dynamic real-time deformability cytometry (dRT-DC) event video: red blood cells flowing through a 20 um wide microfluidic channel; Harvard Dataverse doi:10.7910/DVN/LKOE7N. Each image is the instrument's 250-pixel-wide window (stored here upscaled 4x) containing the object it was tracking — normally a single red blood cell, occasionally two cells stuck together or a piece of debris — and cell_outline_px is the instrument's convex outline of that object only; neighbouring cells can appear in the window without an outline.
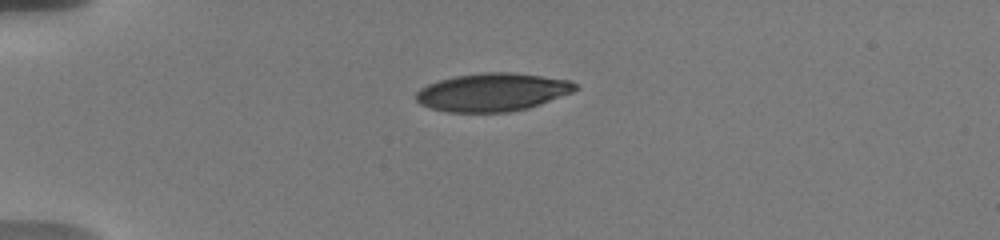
{"species": "human", "species_latin": "Homo sapiens", "temperature_condition": "warm", "stored_images_in_passage": 32, "camera_frame_rate_fps": 3000, "um_per_image_px": 0.085, "donor": {"sex": "male"}, "frame": {"image": 1, "passage_image": 1, "time_ms": 0.0, "image_size_px": [1000, 240], "cell_outline_px": [[580, 88], [572, 92], [540, 104], [528, 108], [508, 112], [448, 112], [432, 108], [420, 104], [416, 100], [416, 92], [420, 88], [428, 84], [452, 76], [484, 72], [508, 72], [572, 80], [580, 84]], "centroid_in_image_um": [41.88, 7.83], "position_along_channel_um": 43.1, "area_um2": 35.43}}
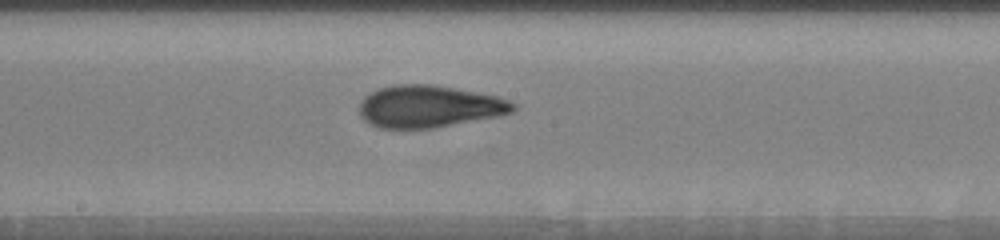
{"frame": {"image": 2, "passage_image": 10, "time_ms": 5.667, "image_size_px": [1000, 240], "cell_outline_px": [[516, 108], [512, 112], [496, 116], [436, 128], [380, 128], [368, 124], [360, 116], [360, 104], [364, 96], [380, 88], [396, 84], [432, 84], [476, 92], [496, 96], [508, 100], [516, 104]], "centroid_in_image_um": [36.45, 9.05], "position_along_channel_um": 211.8, "area_um2": 37.63}}
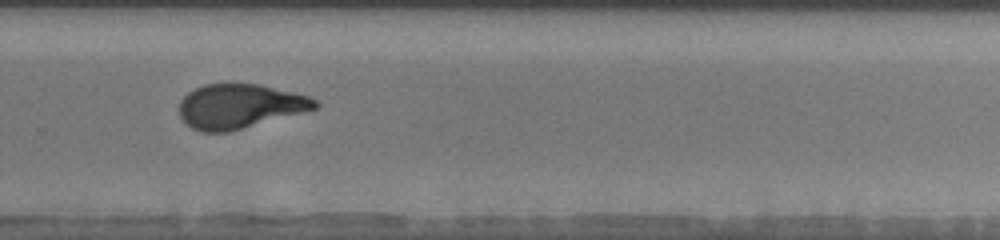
{"frame": {"image": 3, "passage_image": 15, "time_ms": 8.333, "image_size_px": [1000, 240], "cell_outline_px": [[320, 104], [316, 108], [304, 112], [228, 132], [200, 132], [184, 124], [180, 116], [180, 100], [188, 92], [204, 84], [260, 84], [308, 96], [316, 100]], "centroid_in_image_um": [20.35, 9.04], "position_along_channel_um": 309.5, "area_um2": 35.03}, "authors_computed_cell_mechanics": {"area_um2": 35.6626, "velocity_mm_per_s": 3.6831, "shape_relaxation_time_tau1_ms": 7.4706, "shape_relaxation_time_tau2_ms": 1.1945, "deformation_change_tau1": 0.2518, "deformation_change_tau2": 0.076}}